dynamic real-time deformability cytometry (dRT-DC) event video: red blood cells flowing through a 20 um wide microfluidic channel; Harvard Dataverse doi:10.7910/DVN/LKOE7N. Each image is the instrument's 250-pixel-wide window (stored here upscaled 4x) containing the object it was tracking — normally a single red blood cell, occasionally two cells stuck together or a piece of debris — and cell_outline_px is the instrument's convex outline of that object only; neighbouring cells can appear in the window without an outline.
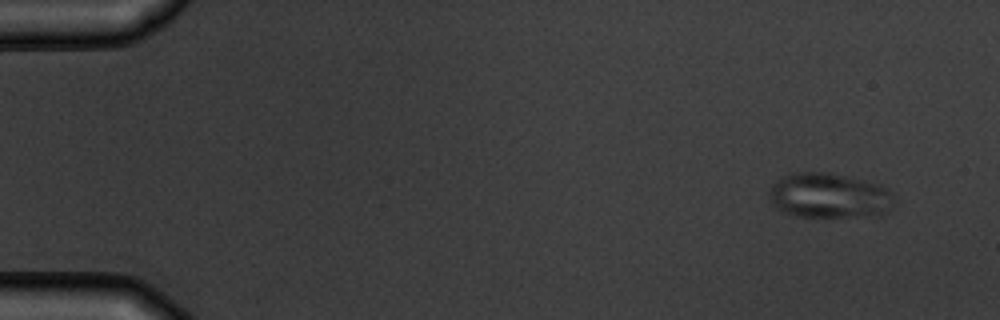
{"species": "common noctule bat (a hibernating species)", "species_latin": "Nyctalus noctula", "temperature_condition": "warm", "stored_images_in_passage": 4, "camera_frame_rate_fps": 3000, "um_per_image_px": 0.085, "animal": {"sex": "male", "body_mass_g": 19.5, "forearm_length_mm": 54.6}, "frame": {"image": 1, "passage_image": 1, "time_ms": 0.0, "image_size_px": [1000, 320], "cell_outline_px": [[896, 204], [888, 212], [880, 216], [796, 216], [784, 212], [776, 208], [768, 196], [768, 192], [772, 184], [776, 180], [784, 176], [796, 172], [828, 172], [864, 180], [880, 184], [888, 188], [896, 196]], "centroid_in_image_um": [70.55, 16.63], "position_along_channel_um": 14.5, "area_um2": 33.35}}